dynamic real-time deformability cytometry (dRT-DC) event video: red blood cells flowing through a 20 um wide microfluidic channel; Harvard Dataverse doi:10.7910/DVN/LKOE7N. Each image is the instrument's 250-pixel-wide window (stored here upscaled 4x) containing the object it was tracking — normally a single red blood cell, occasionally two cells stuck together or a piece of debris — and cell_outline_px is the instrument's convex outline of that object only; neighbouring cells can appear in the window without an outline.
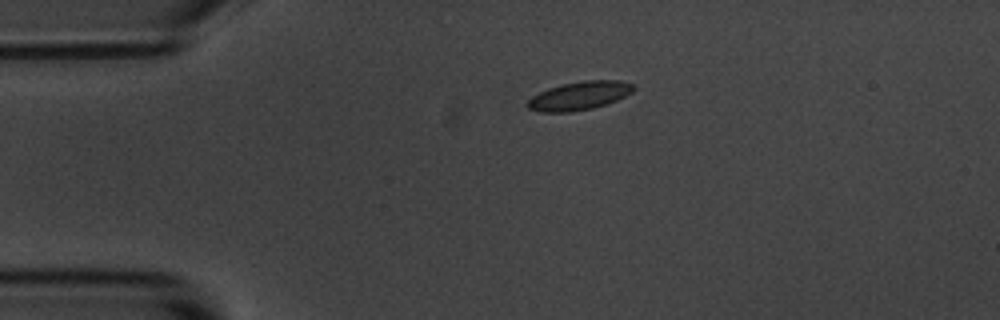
{"species": "common noctule bat (a hibernating species)", "species_latin": "Nyctalus noctula", "temperature_condition": "room temperature", "stored_images_in_passage": 45, "camera_frame_rate_fps": 3000, "um_per_image_px": 0.085, "animal": {"sex": "male", "body_mass_g": 20.1, "forearm_length_mm": 53.5}, "frame": {"image": 1, "passage_image": 1, "time_ms": 0.0, "image_size_px": [1000, 320], "cell_outline_px": [[636, 88], [632, 92], [608, 104], [592, 108], [572, 112], [540, 112], [528, 108], [524, 104], [532, 96], [548, 88], [580, 80], [620, 80], [636, 84]], "centroid_in_image_um": [49.26, 8.13], "position_along_channel_um": 35.7, "area_um2": 17.8}}
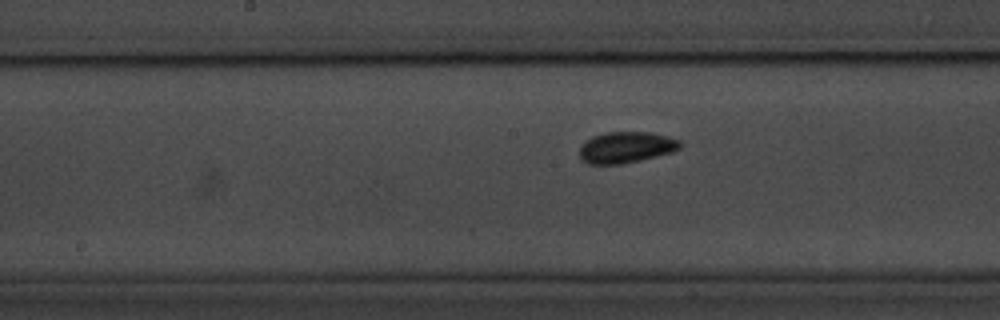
{"frame": {"image": 2, "passage_image": 17, "time_ms": 5.333, "image_size_px": [1000, 320], "cell_outline_px": [[684, 144], [680, 148], [672, 152], [640, 160], [620, 164], [588, 164], [580, 160], [580, 144], [592, 136], [604, 132], [648, 132], [668, 136], [680, 140]], "centroid_in_image_um": [53.2, 12.52], "position_along_channel_um": 195.0, "area_um2": 18.5}}
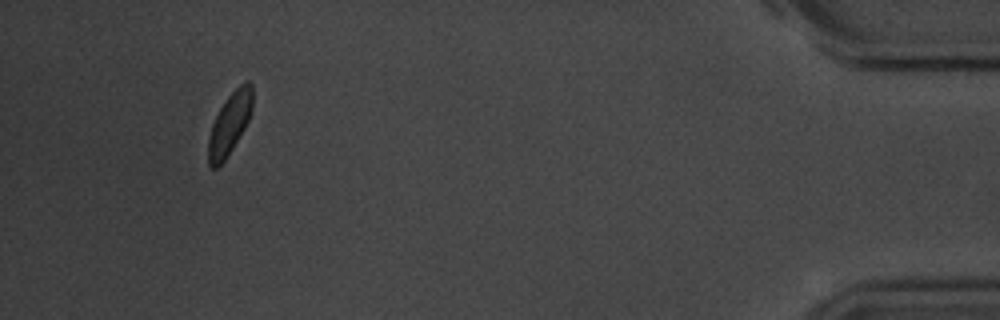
{"frame": {"image": 3, "passage_image": 41, "time_ms": 13.333, "image_size_px": [1000, 320], "cell_outline_px": [[252, 112], [244, 128], [232, 148], [224, 160], [216, 168], [212, 168], [208, 164], [208, 140], [212, 124], [220, 108], [228, 96], [244, 80], [248, 80], [252, 84]], "centroid_in_image_um": [19.52, 10.48], "position_along_channel_um": 415.7, "area_um2": 15.66}, "authors_computed_cell_mechanics": {"area_um2": 16.8198, "velocity_mm_per_s": 3.6217, "shape_relaxation_time_tau1_ms": null, "shape_relaxation_time_tau2_ms": 2.1278, "deformation_change_tau1": null, "deformation_change_tau2": 0.062}}